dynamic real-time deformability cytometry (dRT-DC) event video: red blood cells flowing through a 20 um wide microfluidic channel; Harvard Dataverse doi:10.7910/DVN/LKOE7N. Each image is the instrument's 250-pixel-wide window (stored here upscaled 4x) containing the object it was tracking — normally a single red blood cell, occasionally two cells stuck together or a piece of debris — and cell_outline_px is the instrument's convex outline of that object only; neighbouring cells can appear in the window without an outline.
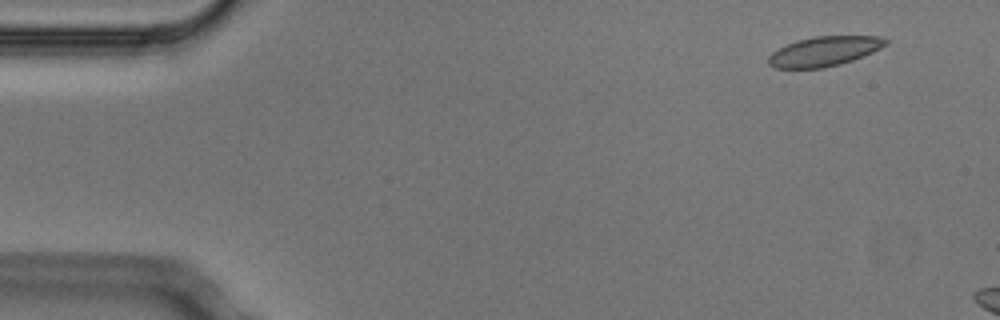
{"species": "Egyptian fruit bat (a non-hibernating species)", "species_latin": "Rousettus aegyptiacus", "temperature_condition": "cold", "stored_images_in_passage": 4, "camera_frame_rate_fps": 3000, "um_per_image_px": 0.085, "animal": {"sex": "male"}, "frame": {"image": 1, "passage_image": 1, "time_ms": 0.0, "image_size_px": [1000, 320], "cell_outline_px": [[888, 44], [872, 52], [852, 60], [840, 64], [824, 68], [776, 68], [768, 64], [768, 56], [772, 52], [796, 40], [816, 36], [880, 36], [888, 40]], "centroid_in_image_um": [70.06, 4.36], "position_along_channel_um": 14.9, "area_um2": 20.17}}